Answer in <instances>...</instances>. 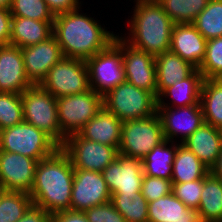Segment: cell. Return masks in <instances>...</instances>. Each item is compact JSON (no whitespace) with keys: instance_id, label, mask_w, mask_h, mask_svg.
Here are the masks:
<instances>
[{"instance_id":"6da1fadb","label":"cell","mask_w":222,"mask_h":222,"mask_svg":"<svg viewBox=\"0 0 222 222\" xmlns=\"http://www.w3.org/2000/svg\"><path fill=\"white\" fill-rule=\"evenodd\" d=\"M80 8L58 14L53 22V35L63 57L86 61L105 50L117 34L110 32L94 18L79 13Z\"/></svg>"},{"instance_id":"7a4b0ae2","label":"cell","mask_w":222,"mask_h":222,"mask_svg":"<svg viewBox=\"0 0 222 222\" xmlns=\"http://www.w3.org/2000/svg\"><path fill=\"white\" fill-rule=\"evenodd\" d=\"M74 168L69 156L59 147L51 156L38 161L33 187V205L48 214L70 210Z\"/></svg>"},{"instance_id":"3957f363","label":"cell","mask_w":222,"mask_h":222,"mask_svg":"<svg viewBox=\"0 0 222 222\" xmlns=\"http://www.w3.org/2000/svg\"><path fill=\"white\" fill-rule=\"evenodd\" d=\"M128 21V36L123 39L133 47L153 56L169 51L174 22L159 3L137 4ZM131 36V37H130Z\"/></svg>"},{"instance_id":"277c9868","label":"cell","mask_w":222,"mask_h":222,"mask_svg":"<svg viewBox=\"0 0 222 222\" xmlns=\"http://www.w3.org/2000/svg\"><path fill=\"white\" fill-rule=\"evenodd\" d=\"M24 121L47 134L59 147L66 140L58 121L57 98L40 85L21 94Z\"/></svg>"},{"instance_id":"5b68a950","label":"cell","mask_w":222,"mask_h":222,"mask_svg":"<svg viewBox=\"0 0 222 222\" xmlns=\"http://www.w3.org/2000/svg\"><path fill=\"white\" fill-rule=\"evenodd\" d=\"M103 107L122 122L144 119L157 113V98L125 80L103 96Z\"/></svg>"},{"instance_id":"8992f818","label":"cell","mask_w":222,"mask_h":222,"mask_svg":"<svg viewBox=\"0 0 222 222\" xmlns=\"http://www.w3.org/2000/svg\"><path fill=\"white\" fill-rule=\"evenodd\" d=\"M59 146L43 131L25 121L0 130V150L37 161L51 156Z\"/></svg>"},{"instance_id":"52a82bcc","label":"cell","mask_w":222,"mask_h":222,"mask_svg":"<svg viewBox=\"0 0 222 222\" xmlns=\"http://www.w3.org/2000/svg\"><path fill=\"white\" fill-rule=\"evenodd\" d=\"M165 141L162 122L155 113L144 119L122 122L119 154L142 160L155 146Z\"/></svg>"},{"instance_id":"ba28073f","label":"cell","mask_w":222,"mask_h":222,"mask_svg":"<svg viewBox=\"0 0 222 222\" xmlns=\"http://www.w3.org/2000/svg\"><path fill=\"white\" fill-rule=\"evenodd\" d=\"M103 108V97L89 89L83 93L57 98L61 132L68 137L78 133Z\"/></svg>"},{"instance_id":"9c48e42d","label":"cell","mask_w":222,"mask_h":222,"mask_svg":"<svg viewBox=\"0 0 222 222\" xmlns=\"http://www.w3.org/2000/svg\"><path fill=\"white\" fill-rule=\"evenodd\" d=\"M40 86L55 98L88 91L87 64L81 59L62 57L50 68Z\"/></svg>"},{"instance_id":"30bf717a","label":"cell","mask_w":222,"mask_h":222,"mask_svg":"<svg viewBox=\"0 0 222 222\" xmlns=\"http://www.w3.org/2000/svg\"><path fill=\"white\" fill-rule=\"evenodd\" d=\"M85 62L90 89L102 97L125 81L122 50L114 42Z\"/></svg>"},{"instance_id":"8fae6325","label":"cell","mask_w":222,"mask_h":222,"mask_svg":"<svg viewBox=\"0 0 222 222\" xmlns=\"http://www.w3.org/2000/svg\"><path fill=\"white\" fill-rule=\"evenodd\" d=\"M74 169L102 172L119 154L118 148L83 138L79 133L66 137L60 147Z\"/></svg>"},{"instance_id":"7c38bea8","label":"cell","mask_w":222,"mask_h":222,"mask_svg":"<svg viewBox=\"0 0 222 222\" xmlns=\"http://www.w3.org/2000/svg\"><path fill=\"white\" fill-rule=\"evenodd\" d=\"M113 42L122 50L125 80L157 98L155 56L133 47L122 35H116Z\"/></svg>"},{"instance_id":"4fadbf2b","label":"cell","mask_w":222,"mask_h":222,"mask_svg":"<svg viewBox=\"0 0 222 222\" xmlns=\"http://www.w3.org/2000/svg\"><path fill=\"white\" fill-rule=\"evenodd\" d=\"M102 175L111 195L135 197L142 189V160L118 154V157L102 171Z\"/></svg>"},{"instance_id":"5bb4252c","label":"cell","mask_w":222,"mask_h":222,"mask_svg":"<svg viewBox=\"0 0 222 222\" xmlns=\"http://www.w3.org/2000/svg\"><path fill=\"white\" fill-rule=\"evenodd\" d=\"M111 201L102 172L74 169L70 210L85 211Z\"/></svg>"},{"instance_id":"9a60e30c","label":"cell","mask_w":222,"mask_h":222,"mask_svg":"<svg viewBox=\"0 0 222 222\" xmlns=\"http://www.w3.org/2000/svg\"><path fill=\"white\" fill-rule=\"evenodd\" d=\"M157 113L162 122L165 140L170 142H177L176 138L180 136L182 143L205 122L201 105L157 107Z\"/></svg>"},{"instance_id":"2e32d148","label":"cell","mask_w":222,"mask_h":222,"mask_svg":"<svg viewBox=\"0 0 222 222\" xmlns=\"http://www.w3.org/2000/svg\"><path fill=\"white\" fill-rule=\"evenodd\" d=\"M37 163L31 157L0 150V183L7 191L30 193Z\"/></svg>"},{"instance_id":"e0dca14e","label":"cell","mask_w":222,"mask_h":222,"mask_svg":"<svg viewBox=\"0 0 222 222\" xmlns=\"http://www.w3.org/2000/svg\"><path fill=\"white\" fill-rule=\"evenodd\" d=\"M25 72L32 85H40L50 68L62 57L60 45L52 34L38 44L21 48Z\"/></svg>"},{"instance_id":"ac0fdd59","label":"cell","mask_w":222,"mask_h":222,"mask_svg":"<svg viewBox=\"0 0 222 222\" xmlns=\"http://www.w3.org/2000/svg\"><path fill=\"white\" fill-rule=\"evenodd\" d=\"M31 86L21 48L10 44L0 46V92L22 94Z\"/></svg>"},{"instance_id":"d6986e66","label":"cell","mask_w":222,"mask_h":222,"mask_svg":"<svg viewBox=\"0 0 222 222\" xmlns=\"http://www.w3.org/2000/svg\"><path fill=\"white\" fill-rule=\"evenodd\" d=\"M207 40L191 24H174L169 51L179 55L197 69L206 53Z\"/></svg>"},{"instance_id":"ffe728a7","label":"cell","mask_w":222,"mask_h":222,"mask_svg":"<svg viewBox=\"0 0 222 222\" xmlns=\"http://www.w3.org/2000/svg\"><path fill=\"white\" fill-rule=\"evenodd\" d=\"M182 144L211 169L216 164L221 153L222 130L204 122Z\"/></svg>"},{"instance_id":"44dd1931","label":"cell","mask_w":222,"mask_h":222,"mask_svg":"<svg viewBox=\"0 0 222 222\" xmlns=\"http://www.w3.org/2000/svg\"><path fill=\"white\" fill-rule=\"evenodd\" d=\"M148 222H202L197 209L187 207L173 193L148 203Z\"/></svg>"},{"instance_id":"7402d4cb","label":"cell","mask_w":222,"mask_h":222,"mask_svg":"<svg viewBox=\"0 0 222 222\" xmlns=\"http://www.w3.org/2000/svg\"><path fill=\"white\" fill-rule=\"evenodd\" d=\"M122 121L104 107L78 132L83 138L119 148Z\"/></svg>"},{"instance_id":"603a6c76","label":"cell","mask_w":222,"mask_h":222,"mask_svg":"<svg viewBox=\"0 0 222 222\" xmlns=\"http://www.w3.org/2000/svg\"><path fill=\"white\" fill-rule=\"evenodd\" d=\"M201 72L196 69L189 77L176 82L171 87L166 88L157 97V107H186L191 105H201V88L203 83ZM171 98V103H165L164 98ZM171 105V106H170ZM175 105V106H174Z\"/></svg>"},{"instance_id":"cb8c5ba5","label":"cell","mask_w":222,"mask_h":222,"mask_svg":"<svg viewBox=\"0 0 222 222\" xmlns=\"http://www.w3.org/2000/svg\"><path fill=\"white\" fill-rule=\"evenodd\" d=\"M157 97L176 82L189 77L197 68L171 51L155 57Z\"/></svg>"},{"instance_id":"d4e9b609","label":"cell","mask_w":222,"mask_h":222,"mask_svg":"<svg viewBox=\"0 0 222 222\" xmlns=\"http://www.w3.org/2000/svg\"><path fill=\"white\" fill-rule=\"evenodd\" d=\"M53 34V22L12 17L10 45L19 48L38 44Z\"/></svg>"},{"instance_id":"484cf974","label":"cell","mask_w":222,"mask_h":222,"mask_svg":"<svg viewBox=\"0 0 222 222\" xmlns=\"http://www.w3.org/2000/svg\"><path fill=\"white\" fill-rule=\"evenodd\" d=\"M210 169L185 145L179 143L172 164V183L203 179Z\"/></svg>"},{"instance_id":"4316f807","label":"cell","mask_w":222,"mask_h":222,"mask_svg":"<svg viewBox=\"0 0 222 222\" xmlns=\"http://www.w3.org/2000/svg\"><path fill=\"white\" fill-rule=\"evenodd\" d=\"M178 144L165 140L147 153L142 159L144 175L171 180L172 164Z\"/></svg>"},{"instance_id":"83f0119b","label":"cell","mask_w":222,"mask_h":222,"mask_svg":"<svg viewBox=\"0 0 222 222\" xmlns=\"http://www.w3.org/2000/svg\"><path fill=\"white\" fill-rule=\"evenodd\" d=\"M197 210L202 222H222V180L211 172L204 177Z\"/></svg>"},{"instance_id":"f1b7e54d","label":"cell","mask_w":222,"mask_h":222,"mask_svg":"<svg viewBox=\"0 0 222 222\" xmlns=\"http://www.w3.org/2000/svg\"><path fill=\"white\" fill-rule=\"evenodd\" d=\"M200 104L204 121L222 130V80L204 79L201 88Z\"/></svg>"},{"instance_id":"f546056e","label":"cell","mask_w":222,"mask_h":222,"mask_svg":"<svg viewBox=\"0 0 222 222\" xmlns=\"http://www.w3.org/2000/svg\"><path fill=\"white\" fill-rule=\"evenodd\" d=\"M191 24L206 40L222 37V0H209Z\"/></svg>"},{"instance_id":"4dcf8cb0","label":"cell","mask_w":222,"mask_h":222,"mask_svg":"<svg viewBox=\"0 0 222 222\" xmlns=\"http://www.w3.org/2000/svg\"><path fill=\"white\" fill-rule=\"evenodd\" d=\"M209 0H161L159 3L175 24L192 23Z\"/></svg>"},{"instance_id":"1f68e13d","label":"cell","mask_w":222,"mask_h":222,"mask_svg":"<svg viewBox=\"0 0 222 222\" xmlns=\"http://www.w3.org/2000/svg\"><path fill=\"white\" fill-rule=\"evenodd\" d=\"M32 206L29 193L6 191L0 200V222H17Z\"/></svg>"},{"instance_id":"d6a6232c","label":"cell","mask_w":222,"mask_h":222,"mask_svg":"<svg viewBox=\"0 0 222 222\" xmlns=\"http://www.w3.org/2000/svg\"><path fill=\"white\" fill-rule=\"evenodd\" d=\"M111 202L126 222H148V202L141 192L135 197L111 195Z\"/></svg>"},{"instance_id":"836d02e7","label":"cell","mask_w":222,"mask_h":222,"mask_svg":"<svg viewBox=\"0 0 222 222\" xmlns=\"http://www.w3.org/2000/svg\"><path fill=\"white\" fill-rule=\"evenodd\" d=\"M23 121L21 94L0 92V130Z\"/></svg>"},{"instance_id":"e575fe53","label":"cell","mask_w":222,"mask_h":222,"mask_svg":"<svg viewBox=\"0 0 222 222\" xmlns=\"http://www.w3.org/2000/svg\"><path fill=\"white\" fill-rule=\"evenodd\" d=\"M12 17H25L39 21L54 22L55 16L44 0H12Z\"/></svg>"},{"instance_id":"d590c367","label":"cell","mask_w":222,"mask_h":222,"mask_svg":"<svg viewBox=\"0 0 222 222\" xmlns=\"http://www.w3.org/2000/svg\"><path fill=\"white\" fill-rule=\"evenodd\" d=\"M198 70L204 79L222 78V37L207 40L205 58Z\"/></svg>"},{"instance_id":"8d00e7d4","label":"cell","mask_w":222,"mask_h":222,"mask_svg":"<svg viewBox=\"0 0 222 222\" xmlns=\"http://www.w3.org/2000/svg\"><path fill=\"white\" fill-rule=\"evenodd\" d=\"M203 182L204 178L185 183H172V193L187 207L198 209L201 200Z\"/></svg>"},{"instance_id":"74e56055","label":"cell","mask_w":222,"mask_h":222,"mask_svg":"<svg viewBox=\"0 0 222 222\" xmlns=\"http://www.w3.org/2000/svg\"><path fill=\"white\" fill-rule=\"evenodd\" d=\"M172 192V181L153 176H143L141 193L147 202H152Z\"/></svg>"},{"instance_id":"f35d334b","label":"cell","mask_w":222,"mask_h":222,"mask_svg":"<svg viewBox=\"0 0 222 222\" xmlns=\"http://www.w3.org/2000/svg\"><path fill=\"white\" fill-rule=\"evenodd\" d=\"M89 222H126L111 201L84 211Z\"/></svg>"},{"instance_id":"ab89813d","label":"cell","mask_w":222,"mask_h":222,"mask_svg":"<svg viewBox=\"0 0 222 222\" xmlns=\"http://www.w3.org/2000/svg\"><path fill=\"white\" fill-rule=\"evenodd\" d=\"M54 16L81 8L79 0H44Z\"/></svg>"},{"instance_id":"60d3db41","label":"cell","mask_w":222,"mask_h":222,"mask_svg":"<svg viewBox=\"0 0 222 222\" xmlns=\"http://www.w3.org/2000/svg\"><path fill=\"white\" fill-rule=\"evenodd\" d=\"M11 19L10 10L0 9V46L10 44Z\"/></svg>"},{"instance_id":"b9f144b4","label":"cell","mask_w":222,"mask_h":222,"mask_svg":"<svg viewBox=\"0 0 222 222\" xmlns=\"http://www.w3.org/2000/svg\"><path fill=\"white\" fill-rule=\"evenodd\" d=\"M51 222H89L84 211L65 210L51 214Z\"/></svg>"},{"instance_id":"7bdbcfd3","label":"cell","mask_w":222,"mask_h":222,"mask_svg":"<svg viewBox=\"0 0 222 222\" xmlns=\"http://www.w3.org/2000/svg\"><path fill=\"white\" fill-rule=\"evenodd\" d=\"M17 222H51V215L33 205Z\"/></svg>"},{"instance_id":"ee69618b","label":"cell","mask_w":222,"mask_h":222,"mask_svg":"<svg viewBox=\"0 0 222 222\" xmlns=\"http://www.w3.org/2000/svg\"><path fill=\"white\" fill-rule=\"evenodd\" d=\"M210 172L217 178L222 180V149L216 164L210 169Z\"/></svg>"},{"instance_id":"f6af8a7d","label":"cell","mask_w":222,"mask_h":222,"mask_svg":"<svg viewBox=\"0 0 222 222\" xmlns=\"http://www.w3.org/2000/svg\"><path fill=\"white\" fill-rule=\"evenodd\" d=\"M12 0H0V9L9 10Z\"/></svg>"},{"instance_id":"bcb514c9","label":"cell","mask_w":222,"mask_h":222,"mask_svg":"<svg viewBox=\"0 0 222 222\" xmlns=\"http://www.w3.org/2000/svg\"><path fill=\"white\" fill-rule=\"evenodd\" d=\"M134 4H152V3H160L161 0H134Z\"/></svg>"},{"instance_id":"7dc6e473","label":"cell","mask_w":222,"mask_h":222,"mask_svg":"<svg viewBox=\"0 0 222 222\" xmlns=\"http://www.w3.org/2000/svg\"><path fill=\"white\" fill-rule=\"evenodd\" d=\"M6 191H7V190H6V188L4 187V185H2V184L0 183V200H1L2 196L5 194Z\"/></svg>"}]
</instances>
